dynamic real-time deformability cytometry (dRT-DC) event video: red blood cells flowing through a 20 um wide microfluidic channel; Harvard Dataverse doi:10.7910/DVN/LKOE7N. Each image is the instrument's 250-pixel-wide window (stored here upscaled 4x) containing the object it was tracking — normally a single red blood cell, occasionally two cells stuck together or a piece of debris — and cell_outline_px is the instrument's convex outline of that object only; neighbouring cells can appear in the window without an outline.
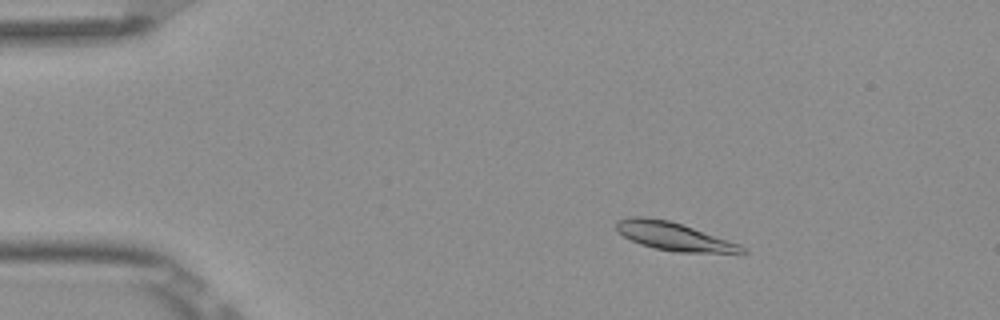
{"species": "Egyptian fruit bat (a non-hibernating species)", "species_latin": "Rousettus aegyptiacus", "temperature_condition": "room temperature", "stored_images_in_passage": 4, "camera_frame_rate_fps": 3000, "um_per_image_px": 0.085, "frame": {"image": 1, "passage_image": 2, "time_ms": 0.333, "image_size_px": [1000, 320], "cell_outline_px": [[748, 252], [680, 252], [652, 248], [640, 244], [616, 232], [616, 224], [620, 220], [628, 216], [644, 216], [668, 220], [740, 244]], "centroid_in_image_um": [57.19, 20.08], "position_along_channel_um": 27.8, "area_um2": 20.17}}